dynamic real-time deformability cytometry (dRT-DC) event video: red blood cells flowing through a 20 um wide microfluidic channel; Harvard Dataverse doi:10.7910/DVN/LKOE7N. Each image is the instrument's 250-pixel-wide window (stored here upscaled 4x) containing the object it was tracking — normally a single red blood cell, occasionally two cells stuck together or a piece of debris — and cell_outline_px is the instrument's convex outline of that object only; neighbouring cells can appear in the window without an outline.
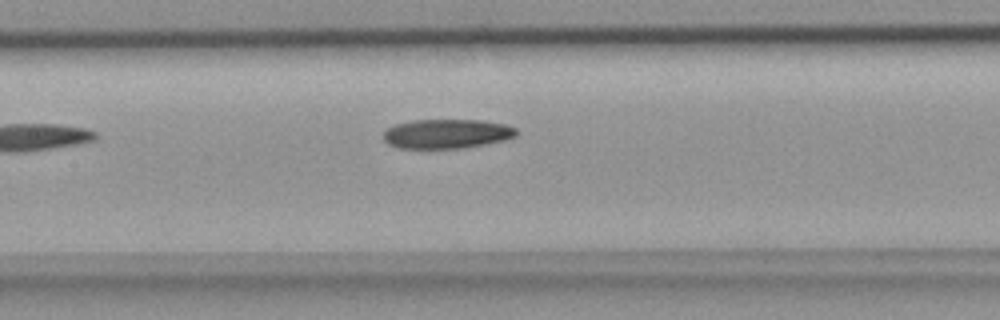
{"species": "common noctule bat (a hibernating species)", "species_latin": "Nyctalus noctula", "temperature_condition": "room temperature", "stored_images_in_passage": 7, "camera_frame_rate_fps": 3000, "um_per_image_px": 0.085, "animal": {"sex": "female", "body_mass_g": 18.4}, "frame": {"image": 1, "passage_image": 7, "time_ms": 2.0, "image_size_px": [1000, 320], "cell_outline_px": [[516, 136], [504, 140], [464, 148], [396, 148], [388, 144], [384, 140], [384, 132], [392, 124], [412, 120], [480, 120], [504, 124], [516, 128]], "centroid_in_image_um": [37.93, 11.37], "position_along_channel_um": 169.5, "area_um2": 22.77}}